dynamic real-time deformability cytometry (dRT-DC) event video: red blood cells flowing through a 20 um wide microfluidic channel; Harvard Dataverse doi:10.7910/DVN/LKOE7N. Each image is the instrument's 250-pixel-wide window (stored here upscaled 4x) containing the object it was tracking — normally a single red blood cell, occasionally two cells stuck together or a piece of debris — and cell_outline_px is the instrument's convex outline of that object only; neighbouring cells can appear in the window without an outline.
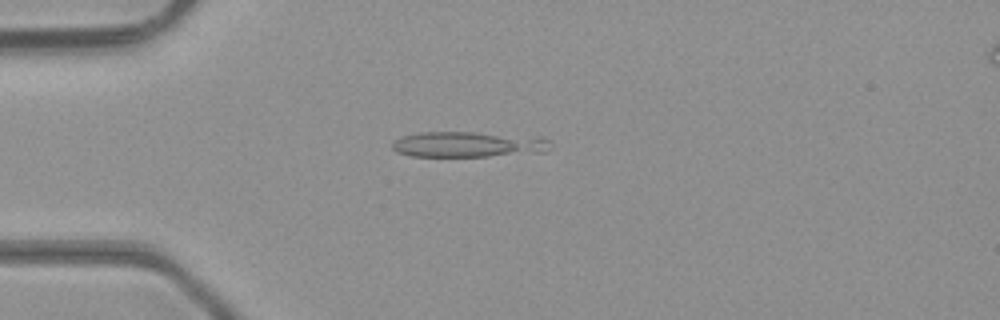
{"species": "common noctule bat (a hibernating species)", "species_latin": "Nyctalus noctula", "temperature_condition": "room temperature", "stored_images_in_passage": 3, "camera_frame_rate_fps": 3000, "um_per_image_px": 0.085, "animal": {"sex": "male", "body_mass_g": 23.1, "forearm_length_mm": 52.7}, "frame": {"image": 1, "passage_image": 2, "time_ms": 0.333, "image_size_px": [1000, 320], "cell_outline_px": [[552, 148], [548, 152], [488, 156], [412, 156], [396, 152], [392, 148], [392, 140], [400, 136], [420, 132], [476, 132], [544, 136], [552, 144]], "centroid_in_image_um": [39.87, 12.26], "position_along_channel_um": 45.1, "area_um2": 24.22}}